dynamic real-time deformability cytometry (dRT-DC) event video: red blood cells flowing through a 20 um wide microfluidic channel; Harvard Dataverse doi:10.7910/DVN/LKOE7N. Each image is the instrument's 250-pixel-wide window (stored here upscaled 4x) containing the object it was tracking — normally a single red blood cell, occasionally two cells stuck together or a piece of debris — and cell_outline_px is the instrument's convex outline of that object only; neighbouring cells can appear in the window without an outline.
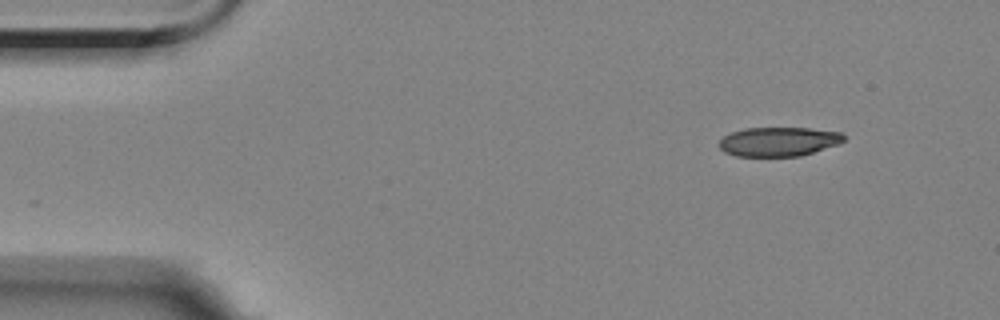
{"species": "Egyptian fruit bat (a non-hibernating species)", "species_latin": "Rousettus aegyptiacus", "temperature_condition": "room temperature", "stored_images_in_passage": 5, "segment_of_instrument_passage": [1, 2], "camera_frame_rate_fps": 3000, "um_per_image_px": 0.085, "animal": {"sex": "female"}, "frame": {"image": 1, "passage_image": 1, "time_ms": 0.0, "image_size_px": [1000, 320], "cell_outline_px": [[844, 140], [840, 144], [800, 156], [736, 156], [724, 152], [720, 148], [720, 140], [724, 136], [732, 132], [744, 128], [808, 128], [840, 132], [844, 136]], "centroid_in_image_um": [66.19, 12.04], "position_along_channel_um": 18.8, "area_um2": 21.15}}
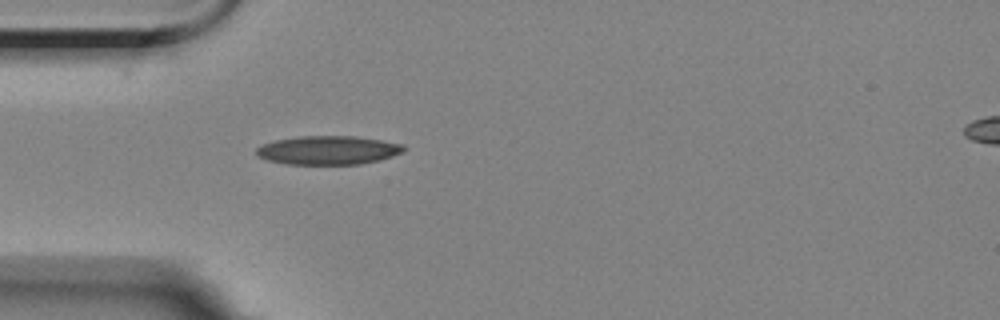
{"frame": {"image": 2, "passage_image": 4, "time_ms": 3.333, "image_size_px": [1000, 320], "cell_outline_px": [[404, 152], [380, 160], [360, 164], [288, 164], [268, 160], [256, 156], [256, 148], [260, 144], [276, 140], [300, 136], [356, 136], [404, 144]], "centroid_in_image_um": [27.88, 12.76], "position_along_channel_um": 57.1, "area_um2": 24.74}}